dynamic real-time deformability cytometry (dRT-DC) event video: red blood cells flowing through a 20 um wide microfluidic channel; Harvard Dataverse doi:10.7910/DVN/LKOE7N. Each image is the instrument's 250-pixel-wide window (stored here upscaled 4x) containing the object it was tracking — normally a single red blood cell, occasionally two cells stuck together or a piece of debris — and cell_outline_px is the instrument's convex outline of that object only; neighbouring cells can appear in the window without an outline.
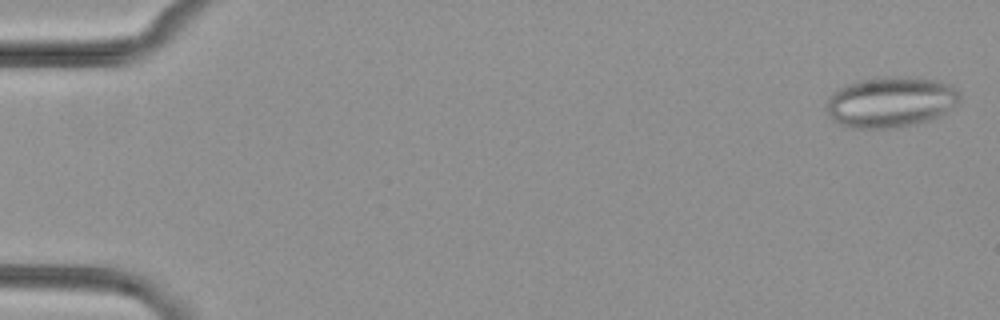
{"species": "common noctule bat (a hibernating species)", "species_latin": "Nyctalus noctula", "temperature_condition": "cold", "stored_images_in_passage": 4, "camera_frame_rate_fps": 3000, "um_per_image_px": 0.085, "animal": {"sex": "female", "body_mass_g": 29.2, "forearm_length_mm": 56.3}, "frame": {"image": 1, "passage_image": 1, "time_ms": 0.0, "image_size_px": [1000, 320], "cell_outline_px": [[960, 100], [944, 116], [932, 120], [900, 128], [856, 128], [840, 124], [832, 120], [828, 116], [828, 96], [832, 92], [856, 80], [876, 76], [916, 76], [936, 80], [952, 84], [960, 92]], "centroid_in_image_um": [75.77, 8.66], "position_along_channel_um": 9.2, "area_um2": 40.4}}